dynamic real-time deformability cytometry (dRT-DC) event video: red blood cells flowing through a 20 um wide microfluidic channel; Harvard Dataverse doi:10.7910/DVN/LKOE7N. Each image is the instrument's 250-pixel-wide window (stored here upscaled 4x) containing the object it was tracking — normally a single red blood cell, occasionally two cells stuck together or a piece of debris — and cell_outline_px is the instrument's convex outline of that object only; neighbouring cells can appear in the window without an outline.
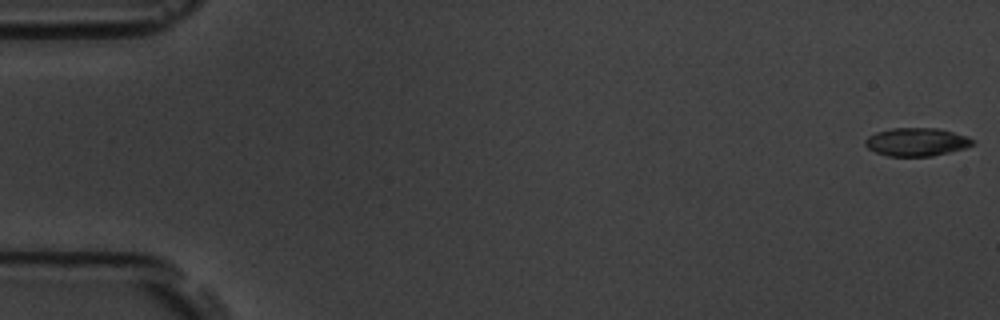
{"species": "common noctule bat (a hibernating species)", "species_latin": "Nyctalus noctula", "temperature_condition": "room temperature", "stored_images_in_passage": 50, "camera_frame_rate_fps": 3000, "um_per_image_px": 0.085, "animal": {"sex": "male", "body_mass_g": 19.5, "forearm_length_mm": 54.6}, "frame": {"image": 1, "passage_image": 1, "time_ms": 0.0, "image_size_px": [1000, 320], "cell_outline_px": [[976, 140], [972, 144], [964, 148], [932, 156], [888, 156], [876, 152], [868, 148], [864, 144], [864, 140], [868, 136], [876, 132], [892, 128], [936, 128], [968, 136]], "centroid_in_image_um": [77.89, 12.06], "position_along_channel_um": 7.1, "area_um2": 17.57}}
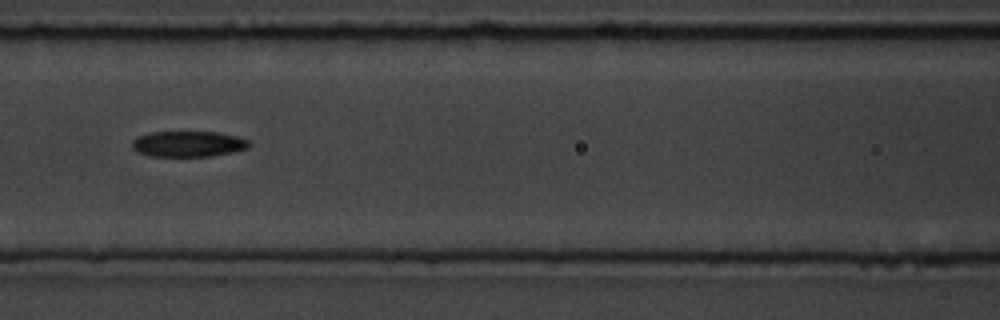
{"frame": {"image": 2, "passage_image": 25, "time_ms": 8.0, "image_size_px": [1000, 320], "cell_outline_px": [[252, 144], [248, 148], [232, 152], [212, 156], [148, 156], [136, 152], [132, 148], [132, 140], [136, 136], [152, 132], [220, 132], [240, 136], [248, 140]], "centroid_in_image_um": [16.0, 12.23], "position_along_channel_um": 150.6, "area_um2": 17.86}}
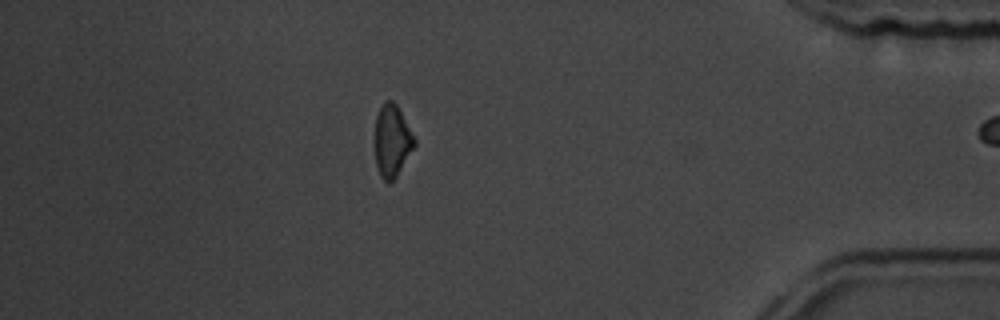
{"frame": {"image": 3, "passage_image": 49, "time_ms": 16.0, "image_size_px": [1000, 320], "cell_outline_px": [[416, 144], [396, 176], [388, 184], [380, 176], [376, 164], [376, 116], [380, 104], [384, 100], [392, 100], [396, 104], [416, 140]], "centroid_in_image_um": [33.32, 11.94], "position_along_channel_um": 401.9, "area_um2": 16.36}}